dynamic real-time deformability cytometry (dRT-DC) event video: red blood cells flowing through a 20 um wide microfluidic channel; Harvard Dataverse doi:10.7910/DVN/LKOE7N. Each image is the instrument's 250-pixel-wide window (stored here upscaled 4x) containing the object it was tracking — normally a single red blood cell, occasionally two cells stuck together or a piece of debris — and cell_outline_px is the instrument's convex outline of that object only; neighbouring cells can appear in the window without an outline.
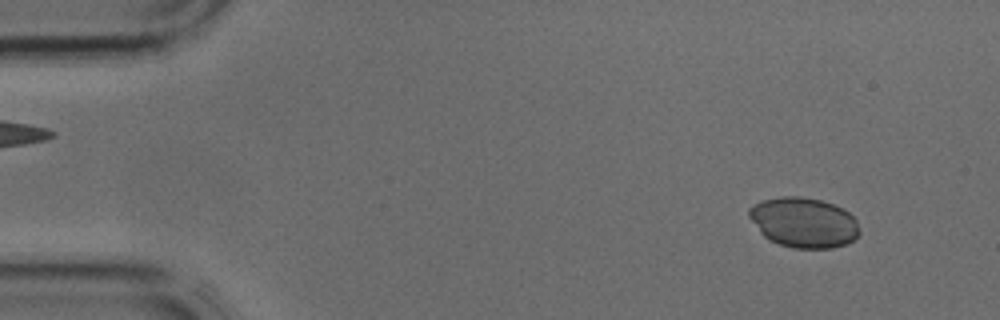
{"species": "common noctule bat (a hibernating species)", "species_latin": "Nyctalus noctula", "temperature_condition": "cold", "stored_images_in_passage": 3, "camera_frame_rate_fps": 3000, "um_per_image_px": 0.085, "animal": {"sex": "male", "body_mass_g": 17.9, "forearm_length_mm": 54.2}, "frame": {"image": 1, "passage_image": 1, "time_ms": 0.0, "image_size_px": [1000, 320], "cell_outline_px": [[860, 232], [848, 244], [832, 248], [792, 248], [780, 244], [764, 236], [760, 232], [748, 216], [748, 208], [764, 200], [780, 196], [800, 196], [820, 200], [832, 204], [848, 212], [856, 220], [860, 228]], "centroid_in_image_um": [68.32, 18.91], "position_along_channel_um": 16.7, "area_um2": 32.08}}
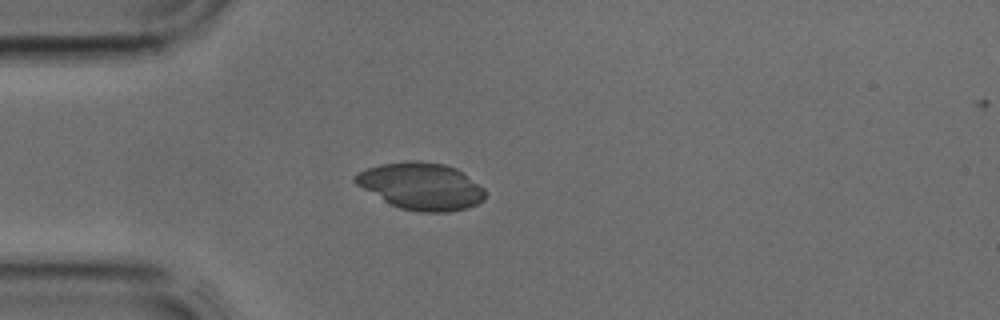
{"frame": {"image": 2, "passage_image": 3, "time_ms": 0.667, "image_size_px": [1000, 320], "cell_outline_px": [[484, 200], [468, 208], [448, 212], [420, 212], [400, 208], [384, 200], [356, 184], [352, 180], [352, 176], [368, 168], [380, 164], [412, 160], [420, 160], [444, 164], [456, 168], [484, 188]], "centroid_in_image_um": [35.8, 15.82], "position_along_channel_um": 49.2, "area_um2": 35.37}}